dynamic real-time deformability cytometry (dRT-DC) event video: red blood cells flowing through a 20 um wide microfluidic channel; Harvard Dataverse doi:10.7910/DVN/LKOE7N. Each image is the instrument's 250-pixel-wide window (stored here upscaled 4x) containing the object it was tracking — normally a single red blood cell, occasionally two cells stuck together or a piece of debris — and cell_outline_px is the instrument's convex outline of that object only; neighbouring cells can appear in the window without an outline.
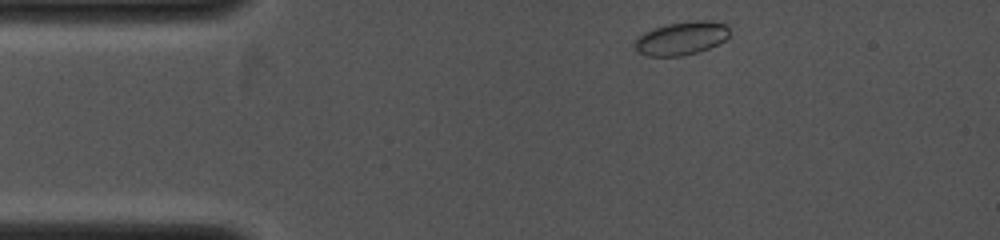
{"species": "common noctule bat (a hibernating species)", "species_latin": "Nyctalus noctula", "temperature_condition": "cold", "stored_images_in_passage": 3, "camera_frame_rate_fps": 4000, "um_per_image_px": 0.085, "animal": {"sex": "female", "body_mass_g": 19.0, "forearm_length_mm": 53.3}, "frame": {"image": 1, "passage_image": 1, "time_ms": 0.0, "image_size_px": [1000, 240], "cell_outline_px": [[728, 36], [724, 40], [708, 48], [696, 52], [680, 56], [644, 56], [636, 52], [636, 40], [644, 32], [652, 28], [668, 24], [688, 20], [712, 20], [724, 24], [728, 28]], "centroid_in_image_um": [57.89, 3.24], "position_along_channel_um": 27.1, "area_um2": 18.32}}